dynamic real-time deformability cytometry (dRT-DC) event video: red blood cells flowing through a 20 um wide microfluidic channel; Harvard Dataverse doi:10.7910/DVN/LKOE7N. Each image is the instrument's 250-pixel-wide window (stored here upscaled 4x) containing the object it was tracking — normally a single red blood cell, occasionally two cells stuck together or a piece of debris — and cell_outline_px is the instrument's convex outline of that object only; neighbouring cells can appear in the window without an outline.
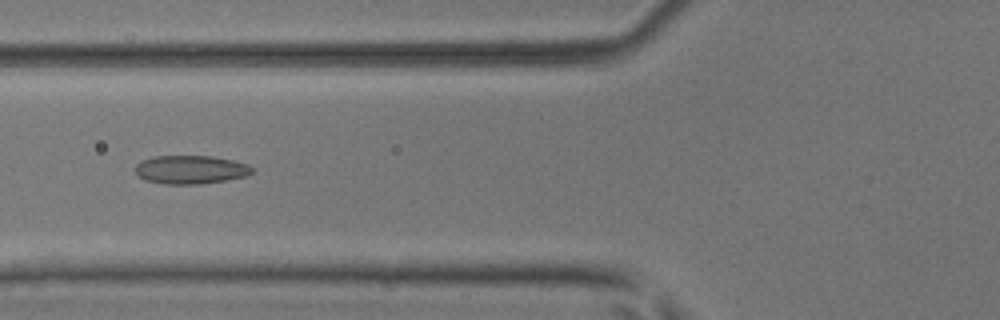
{"species": "common noctule bat (a hibernating species)", "species_latin": "Nyctalus noctula", "temperature_condition": "room temperature", "stored_images_in_passage": 5, "camera_frame_rate_fps": 3000, "um_per_image_px": 0.085, "animal": {"sex": "male", "body_mass_g": 17.9, "forearm_length_mm": 54.2}, "frame": {"image": 1, "passage_image": 5, "time_ms": 1.333, "image_size_px": [1000, 320], "cell_outline_px": [[252, 172], [244, 176], [224, 180], [200, 184], [164, 184], [144, 180], [136, 172], [136, 164], [140, 160], [156, 156], [212, 156], [232, 160], [248, 164], [252, 168]], "centroid_in_image_um": [16.16, 14.41], "position_along_channel_um": 109.6, "area_um2": 19.25}}